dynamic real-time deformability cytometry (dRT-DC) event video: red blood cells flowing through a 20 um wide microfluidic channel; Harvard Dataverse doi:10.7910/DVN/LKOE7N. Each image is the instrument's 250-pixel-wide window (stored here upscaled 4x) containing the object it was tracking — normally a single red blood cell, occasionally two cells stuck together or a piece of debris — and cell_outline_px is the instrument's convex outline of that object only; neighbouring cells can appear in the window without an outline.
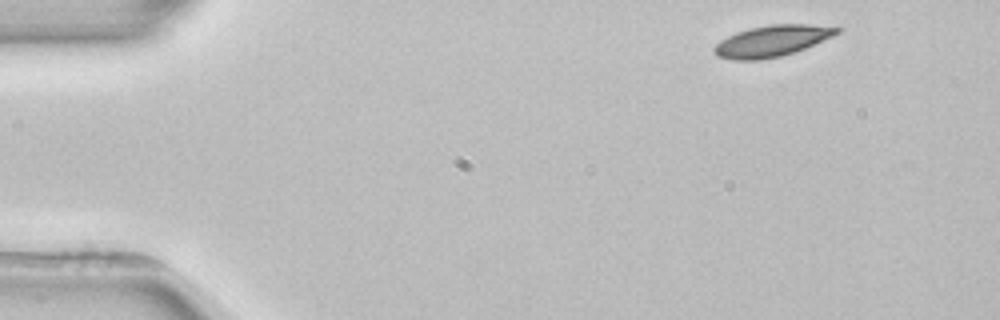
{"species": "common noctule bat (a hibernating species)", "species_latin": "Nyctalus noctula", "temperature_condition": "room temperature", "stored_images_in_passage": 3, "camera_frame_rate_fps": 3000, "um_per_image_px": 0.085, "animal": {"sex": "female", "body_mass_g": 22.7, "forearm_length_mm": 54.2}, "frame": {"image": 1, "passage_image": 1, "time_ms": 0.0, "image_size_px": [1000, 320], "cell_outline_px": [[844, 28], [840, 32], [832, 36], [804, 48], [780, 56], [760, 60], [732, 60], [716, 56], [712, 52], [712, 48], [720, 40], [736, 32], [748, 28], [772, 24], [808, 24]], "centroid_in_image_um": [65.56, 3.48], "position_along_channel_um": 19.4, "area_um2": 22.31}}